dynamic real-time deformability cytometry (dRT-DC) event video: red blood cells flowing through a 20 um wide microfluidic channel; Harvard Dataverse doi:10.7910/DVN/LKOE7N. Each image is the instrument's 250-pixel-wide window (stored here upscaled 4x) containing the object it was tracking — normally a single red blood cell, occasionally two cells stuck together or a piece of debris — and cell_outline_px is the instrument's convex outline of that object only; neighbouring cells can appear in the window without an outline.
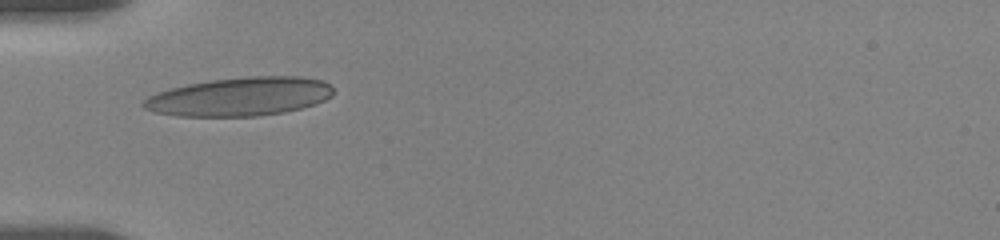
{"species": "human", "species_latin": "Homo sapiens", "temperature_condition": "room temperature", "stored_images_in_passage": 3, "camera_frame_rate_fps": 3000, "um_per_image_px": 0.085, "donor": {"sex": "female"}, "frame": {"image": 1, "passage_image": 1, "time_ms": 0.0, "image_size_px": [1000, 240], "cell_outline_px": [[332, 96], [316, 104], [284, 112], [256, 116], [176, 116], [156, 112], [144, 108], [140, 104], [148, 96], [156, 92], [188, 84], [212, 80], [248, 76], [300, 76], [324, 80], [332, 88]], "centroid_in_image_um": [20.38, 8.21], "position_along_channel_um": 64.6, "area_um2": 42.71}}
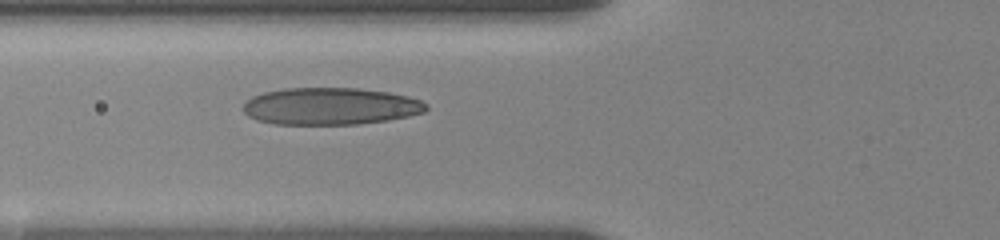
{"frame": {"image": 2, "passage_image": 3, "time_ms": 1.0, "image_size_px": [1000, 240], "cell_outline_px": [[428, 108], [424, 112], [408, 116], [388, 120], [356, 124], [276, 124], [256, 120], [248, 116], [244, 112], [244, 104], [252, 96], [264, 92], [284, 88], [356, 88], [388, 92], [408, 96], [420, 100], [428, 104]], "centroid_in_image_um": [28.09, 9.03], "position_along_channel_um": 97.7, "area_um2": 39.54}}